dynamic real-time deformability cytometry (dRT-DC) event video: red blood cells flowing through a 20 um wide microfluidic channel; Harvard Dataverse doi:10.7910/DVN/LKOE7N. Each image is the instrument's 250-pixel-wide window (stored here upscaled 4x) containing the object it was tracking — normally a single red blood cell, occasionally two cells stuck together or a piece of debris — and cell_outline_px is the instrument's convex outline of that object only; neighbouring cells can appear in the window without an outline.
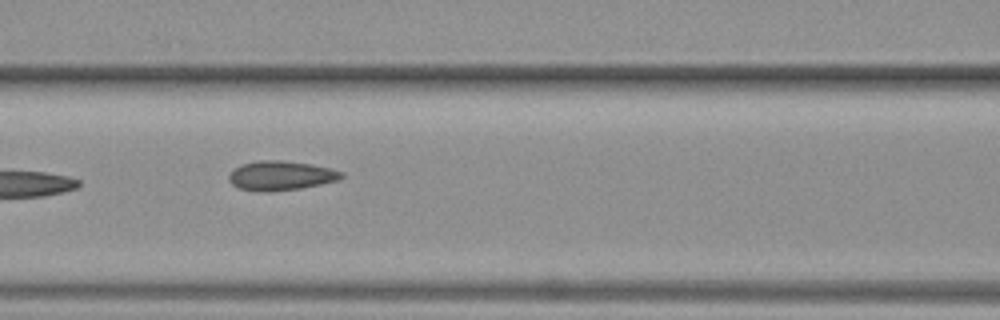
{"species": "common noctule bat (a hibernating species)", "species_latin": "Nyctalus noctula", "temperature_condition": "warm", "stored_images_in_passage": 5, "segment_of_instrument_passage": [1, 2], "camera_frame_rate_fps": 3000, "um_per_image_px": 0.085, "animal": {"sex": "female", "body_mass_g": 19.3, "forearm_length_mm": 54.1}, "frame": {"image": 1, "passage_image": 4, "time_ms": 3.667, "image_size_px": [1000, 320], "cell_outline_px": [[344, 176], [340, 180], [300, 188], [272, 192], [260, 192], [240, 188], [232, 184], [228, 180], [228, 176], [240, 164], [256, 160], [280, 160], [312, 164], [332, 168], [344, 172]], "centroid_in_image_um": [23.9, 14.92], "position_along_channel_um": 142.7, "area_um2": 19.48}}